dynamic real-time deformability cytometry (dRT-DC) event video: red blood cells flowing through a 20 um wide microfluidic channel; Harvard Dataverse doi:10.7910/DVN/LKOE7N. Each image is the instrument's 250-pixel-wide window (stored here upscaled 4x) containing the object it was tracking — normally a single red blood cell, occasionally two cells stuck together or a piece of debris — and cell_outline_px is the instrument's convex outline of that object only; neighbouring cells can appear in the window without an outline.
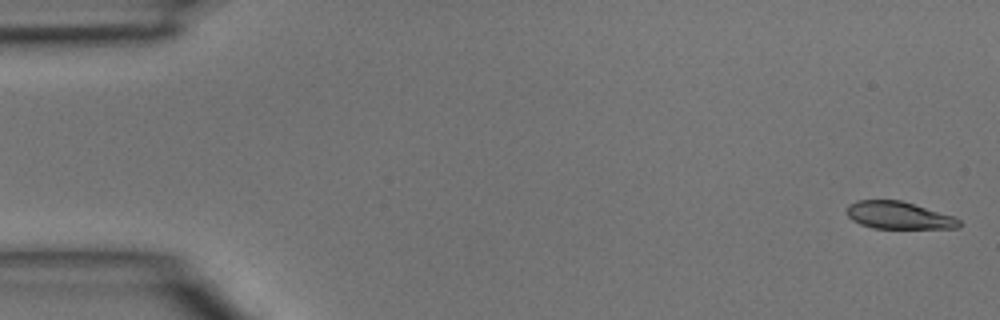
{"species": "common noctule bat (a hibernating species)", "species_latin": "Nyctalus noctula", "temperature_condition": "room temperature", "stored_images_in_passage": 45, "camera_frame_rate_fps": 3000, "um_per_image_px": 0.085, "animal": {"sex": "male", "body_mass_g": 15.6}, "frame": {"image": 1, "passage_image": 1, "time_ms": 0.0, "image_size_px": [1000, 320], "cell_outline_px": [[960, 228], [872, 228], [860, 224], [852, 220], [848, 216], [848, 204], [856, 200], [900, 200], [956, 216], [960, 220]], "centroid_in_image_um": [76.41, 18.3], "position_along_channel_um": 8.6, "area_um2": 17.98}}
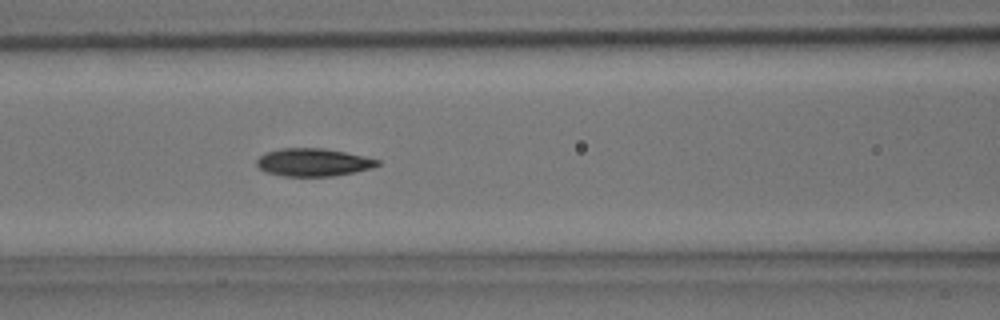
{"frame": {"image": 2, "passage_image": 19, "time_ms": 6.0, "image_size_px": [1000, 320], "cell_outline_px": [[380, 164], [372, 168], [332, 176], [284, 176], [264, 172], [256, 164], [256, 160], [260, 156], [268, 152], [280, 148], [324, 148], [364, 156], [380, 160]], "centroid_in_image_um": [26.61, 13.79], "position_along_channel_um": 140.0, "area_um2": 19.48}}
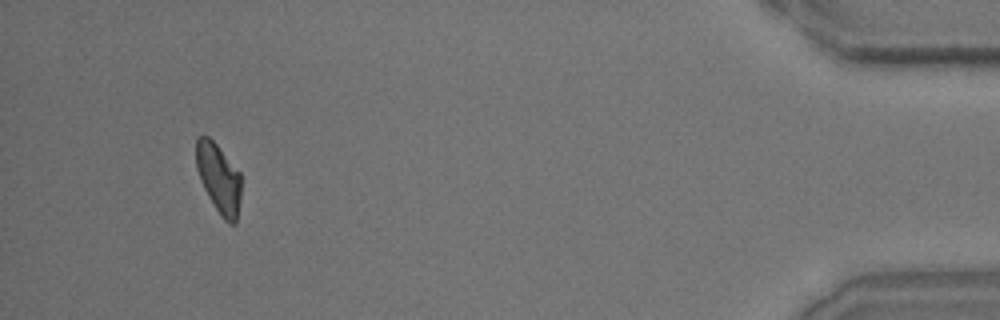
{"frame": {"image": 3, "passage_image": 43, "time_ms": 14.0, "image_size_px": [1000, 320], "cell_outline_px": [[240, 196], [236, 224], [228, 224], [220, 216], [208, 196], [200, 180], [196, 168], [196, 136], [208, 136], [216, 144], [240, 172]], "centroid_in_image_um": [18.58, 15.17], "position_along_channel_um": 416.6, "area_um2": 18.21}}